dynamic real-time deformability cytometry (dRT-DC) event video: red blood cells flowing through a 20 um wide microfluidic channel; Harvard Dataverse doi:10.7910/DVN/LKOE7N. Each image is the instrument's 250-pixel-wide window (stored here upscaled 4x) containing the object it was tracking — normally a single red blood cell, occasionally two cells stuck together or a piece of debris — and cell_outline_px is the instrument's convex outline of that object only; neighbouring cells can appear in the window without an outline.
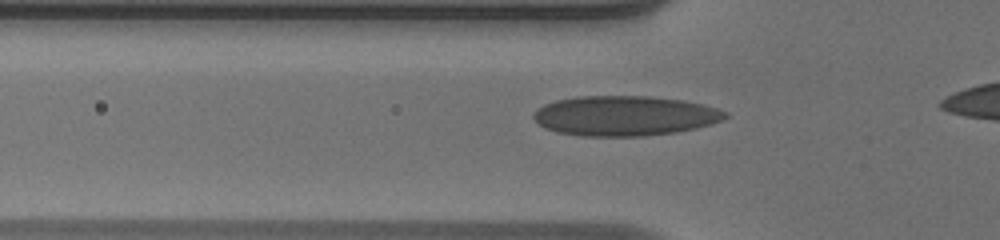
{"species": "human", "species_latin": "Homo sapiens", "temperature_condition": "warm", "stored_images_in_passage": 34, "camera_frame_rate_fps": 3000, "um_per_image_px": 0.085, "donor": {"sex": "male"}, "frame": {"image": 1, "passage_image": 5, "time_ms": 1.333, "image_size_px": [1000, 240], "cell_outline_px": [[728, 116], [724, 120], [712, 124], [696, 128], [676, 132], [644, 136], [580, 136], [556, 132], [544, 128], [536, 124], [532, 116], [532, 112], [544, 104], [556, 100], [576, 96], [648, 96], [684, 100], [704, 104], [728, 112]], "centroid_in_image_um": [53.08, 9.84], "position_along_channel_um": 72.7, "area_um2": 45.2}}
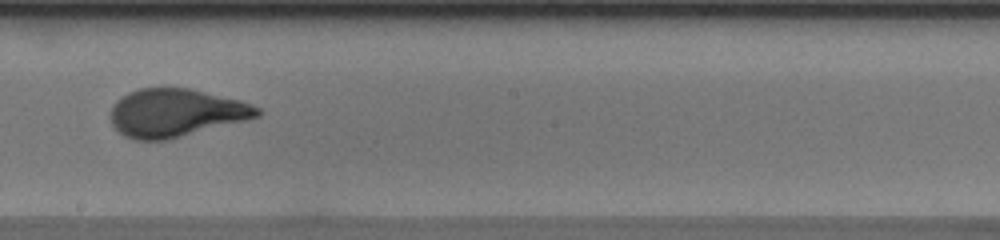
{"frame": {"image": 2, "passage_image": 17, "time_ms": 5.333, "image_size_px": [1000, 240], "cell_outline_px": [[264, 112], [260, 116], [248, 120], [164, 140], [136, 140], [124, 136], [112, 124], [112, 104], [116, 100], [128, 92], [140, 88], [188, 88], [240, 100], [252, 104], [260, 108]], "centroid_in_image_um": [14.97, 9.58], "position_along_channel_um": 233.2, "area_um2": 40.92}}
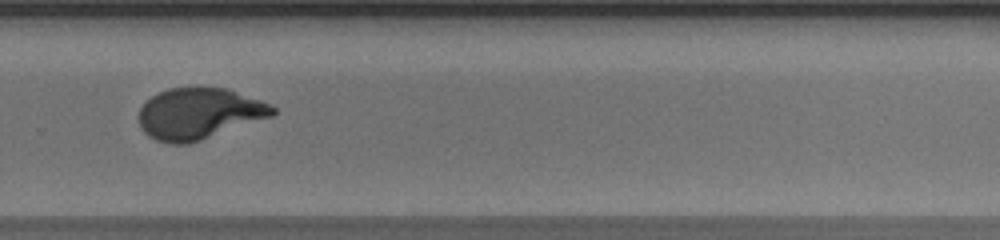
{"frame": {"image": 3, "passage_image": 23, "time_ms": 7.333, "image_size_px": [1000, 240], "cell_outline_px": [[276, 112], [272, 116], [188, 144], [168, 144], [156, 140], [148, 136], [140, 128], [140, 108], [152, 96], [168, 88], [196, 84], [200, 84], [228, 88], [260, 100], [276, 108]], "centroid_in_image_um": [16.9, 9.61], "position_along_channel_um": 312.9, "area_um2": 40.46}, "authors_computed_cell_mechanics": {"area_um2": 41.0958, "velocity_mm_per_s": 3.9955, "shape_relaxation_time_tau1_ms": 6.9038, "shape_relaxation_time_tau2_ms": null, "deformation_change_tau1": 0.2754, "deformation_change_tau2": null}}